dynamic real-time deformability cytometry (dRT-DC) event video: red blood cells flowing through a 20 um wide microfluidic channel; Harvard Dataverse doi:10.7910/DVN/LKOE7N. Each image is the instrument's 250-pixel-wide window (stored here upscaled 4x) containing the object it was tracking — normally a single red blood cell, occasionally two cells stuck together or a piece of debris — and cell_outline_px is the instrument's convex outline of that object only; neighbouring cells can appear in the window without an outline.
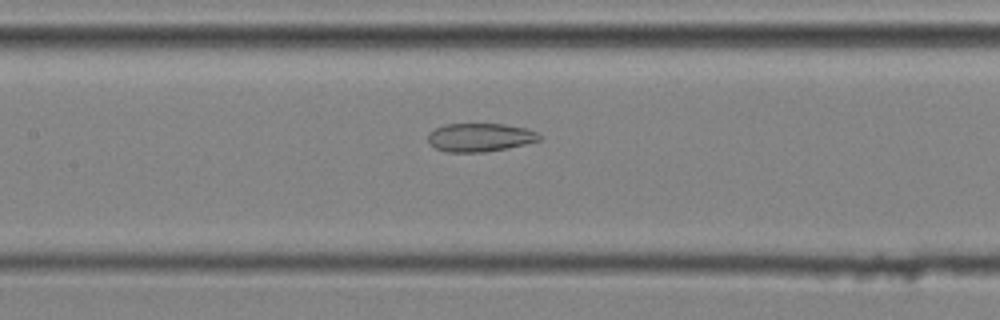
{"species": "common noctule bat (a hibernating species)", "species_latin": "Nyctalus noctula", "temperature_condition": "cold", "stored_images_in_passage": 36, "camera_frame_rate_fps": 3000, "um_per_image_px": 0.085, "animal": {"sex": "male", "body_mass_g": 20.4}, "frame": {"image": 1, "passage_image": 16, "time_ms": 5.0, "image_size_px": [1000, 320], "cell_outline_px": [[540, 140], [508, 148], [484, 152], [448, 152], [436, 148], [428, 144], [428, 132], [444, 124], [504, 124], [528, 128], [536, 132], [540, 136]], "centroid_in_image_um": [40.77, 11.67], "position_along_channel_um": 166.6, "area_um2": 18.5}}
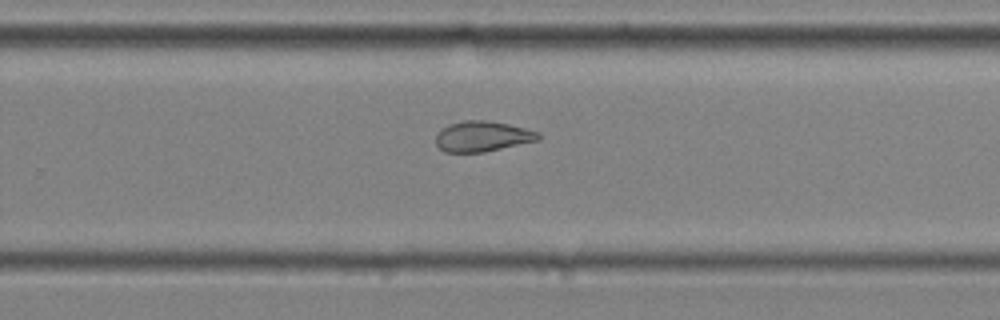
{"frame": {"image": 2, "passage_image": 25, "time_ms": 8.0, "image_size_px": [1000, 320], "cell_outline_px": [[540, 140], [484, 152], [444, 152], [436, 144], [436, 136], [448, 124], [464, 120], [488, 120], [508, 124], [540, 132]], "centroid_in_image_um": [41.03, 11.59], "position_along_channel_um": 288.8, "area_um2": 18.15}}
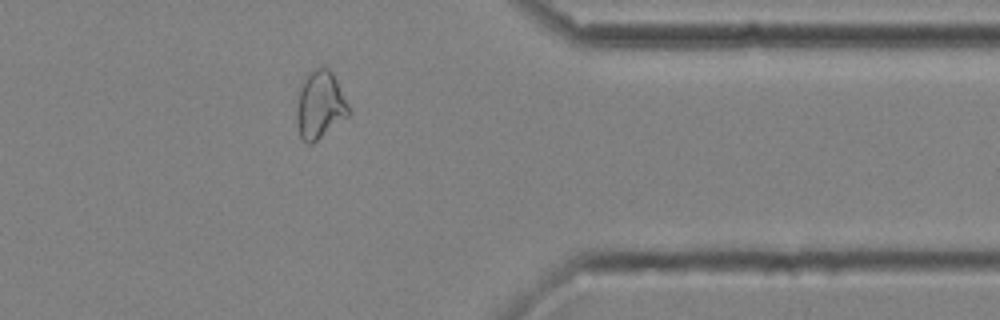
{"frame": {"image": 3, "passage_image": 33, "time_ms": 10.667, "image_size_px": [1000, 320], "cell_outline_px": [[348, 116], [312, 144], [308, 144], [300, 136], [296, 124], [296, 108], [300, 84], [316, 68], [328, 68], [332, 72], [348, 104]], "centroid_in_image_um": [27.16, 8.95], "position_along_channel_um": 384.2, "area_um2": 20.17}, "authors_computed_cell_mechanics": {"area_um2": 19.7965, "velocity_mm_per_s": 4.0838, "shape_relaxation_time_tau1_ms": null, "shape_relaxation_time_tau2_ms": 2.5698, "deformation_change_tau1": null, "deformation_change_tau2": 0.1009}}